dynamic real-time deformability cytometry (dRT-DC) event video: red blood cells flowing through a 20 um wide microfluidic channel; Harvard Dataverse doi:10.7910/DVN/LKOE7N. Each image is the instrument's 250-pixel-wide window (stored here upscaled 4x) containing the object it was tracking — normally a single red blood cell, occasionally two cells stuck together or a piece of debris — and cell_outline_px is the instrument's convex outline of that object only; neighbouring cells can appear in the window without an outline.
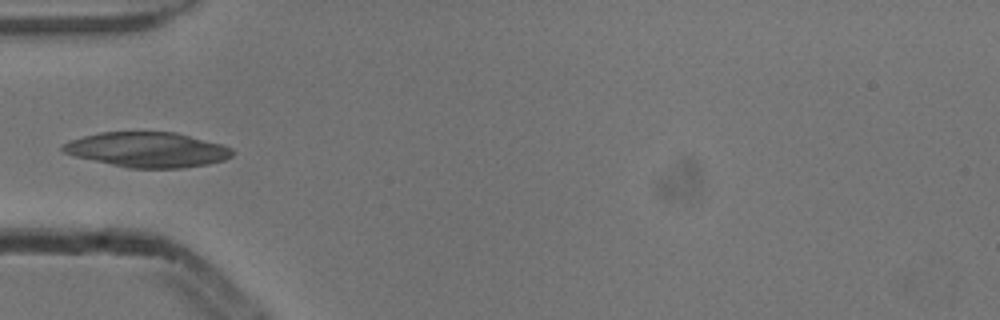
{"species": "common noctule bat (a hibernating species)", "species_latin": "Nyctalus noctula", "temperature_condition": "cold", "stored_images_in_passage": 6, "camera_frame_rate_fps": 3000, "um_per_image_px": 0.085, "animal": {"sex": "male", "body_mass_g": 13.3}, "frame": {"image": 1, "passage_image": 5, "time_ms": 1.333, "image_size_px": [1000, 320], "cell_outline_px": [[232, 156], [224, 160], [208, 164], [184, 168], [128, 168], [76, 156], [64, 152], [60, 148], [64, 144], [72, 140], [84, 136], [100, 132], [176, 132], [220, 144], [232, 148]], "centroid_in_image_um": [12.55, 12.73], "position_along_channel_um": 72.4, "area_um2": 34.28}}
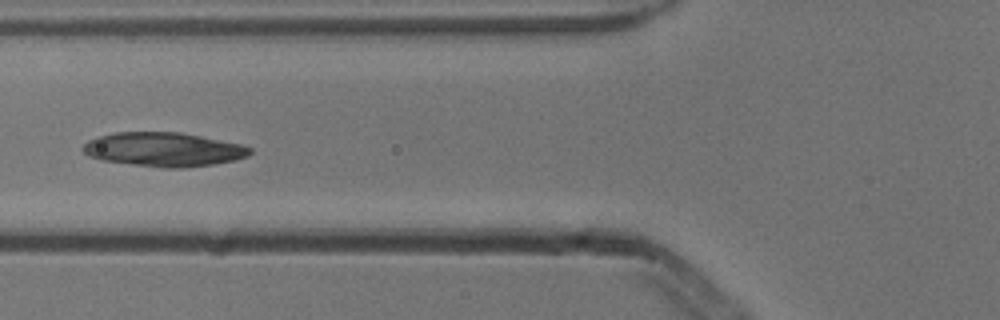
{"frame": {"image": 2, "passage_image": 6, "time_ms": 1.667, "image_size_px": [1000, 320], "cell_outline_px": [[252, 152], [248, 156], [236, 160], [212, 164], [184, 168], [160, 168], [100, 160], [88, 156], [80, 148], [88, 140], [96, 136], [116, 132], [180, 132], [240, 144], [252, 148]], "centroid_in_image_um": [13.87, 12.71], "position_along_channel_um": 111.9, "area_um2": 33.35}}